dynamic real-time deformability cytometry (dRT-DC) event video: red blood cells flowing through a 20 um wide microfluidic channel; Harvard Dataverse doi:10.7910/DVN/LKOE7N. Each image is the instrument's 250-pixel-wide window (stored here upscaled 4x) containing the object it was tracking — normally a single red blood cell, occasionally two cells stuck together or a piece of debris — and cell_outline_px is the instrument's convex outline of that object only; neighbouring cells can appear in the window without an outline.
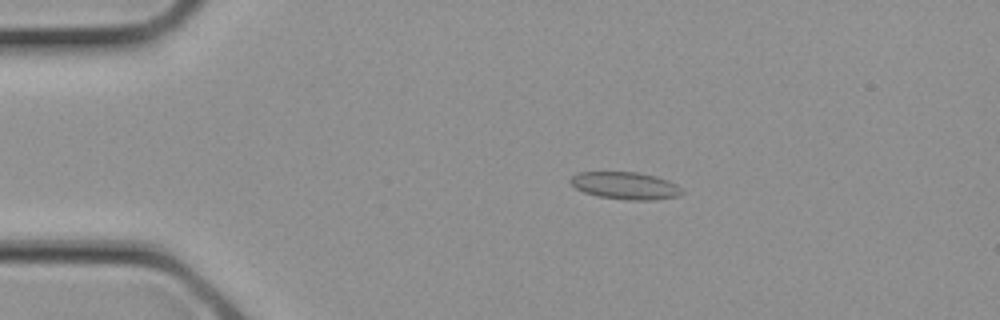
{"species": "common noctule bat (a hibernating species)", "species_latin": "Nyctalus noctula", "temperature_condition": "cold", "stored_images_in_passage": 28, "camera_frame_rate_fps": 3000, "um_per_image_px": 0.085, "animal": {"sex": "female", "body_mass_g": 21.9}, "frame": {"image": 1, "passage_image": 6, "time_ms": 1.667, "image_size_px": [1000, 320], "cell_outline_px": [[684, 192], [676, 196], [656, 200], [628, 200], [600, 196], [584, 192], [576, 188], [568, 180], [576, 172], [636, 172], [656, 176], [668, 180], [676, 184]], "centroid_in_image_um": [53.15, 15.77], "position_along_channel_um": 31.9, "area_um2": 17.69}}
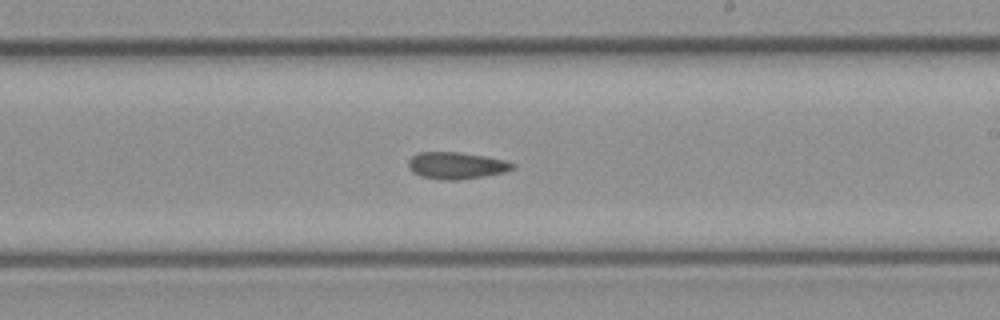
{"frame": {"image": 2, "passage_image": 17, "time_ms": 5.333, "image_size_px": [1000, 320], "cell_outline_px": [[516, 168], [504, 172], [484, 176], [460, 180], [440, 180], [420, 176], [412, 172], [408, 168], [408, 160], [412, 156], [420, 152], [460, 152], [488, 156], [504, 160], [516, 164]], "centroid_in_image_um": [38.8, 14.07], "position_along_channel_um": 250.2, "area_um2": 16.59}}
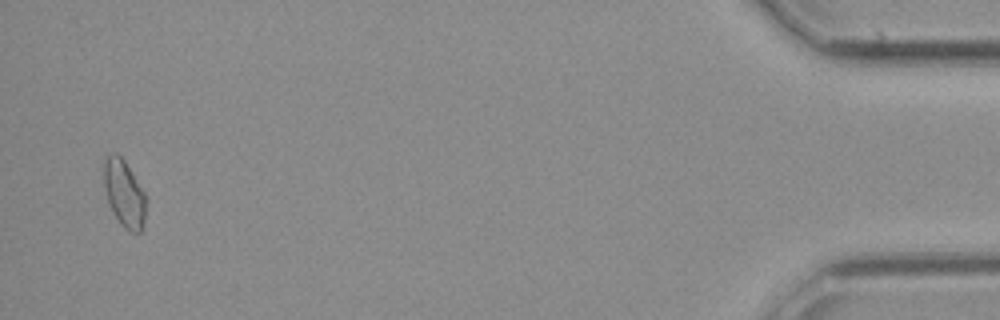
{"frame": {"image": 3, "passage_image": 28, "time_ms": 9.0, "image_size_px": [1000, 320], "cell_outline_px": [[144, 228], [140, 232], [128, 232], [120, 224], [108, 204], [104, 188], [100, 168], [104, 160], [112, 152], [116, 152], [124, 160], [144, 192]], "centroid_in_image_um": [10.48, 16.42], "position_along_channel_um": 424.7, "area_um2": 16.7}}